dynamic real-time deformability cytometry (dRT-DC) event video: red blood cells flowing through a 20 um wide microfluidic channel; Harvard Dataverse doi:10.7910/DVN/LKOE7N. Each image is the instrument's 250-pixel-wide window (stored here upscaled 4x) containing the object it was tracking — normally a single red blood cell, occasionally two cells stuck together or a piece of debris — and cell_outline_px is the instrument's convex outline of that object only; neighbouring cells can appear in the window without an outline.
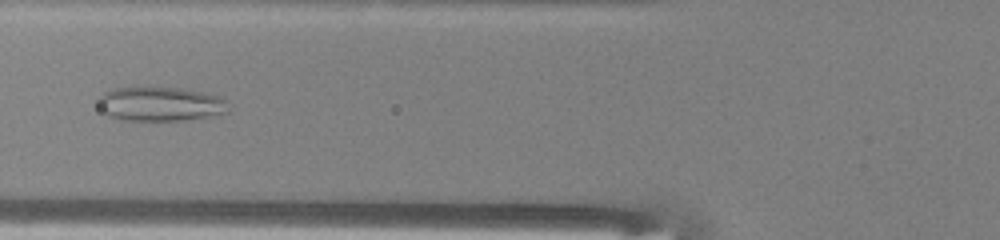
{"species": "common noctule bat (a hibernating species)", "species_latin": "Nyctalus noctula", "temperature_condition": "warm", "stored_images_in_passage": 37, "camera_frame_rate_fps": 3000, "um_per_image_px": 0.085, "animal": {"sex": "male", "body_mass_g": 13.0, "forearm_length_mm": 53.1}, "frame": {"image": 1, "passage_image": 6, "time_ms": 1.667, "image_size_px": [1000, 240], "cell_outline_px": [[228, 112], [208, 116], [180, 120], [120, 120], [108, 116], [104, 112], [100, 104], [100, 96], [104, 92], [112, 88], [132, 84], [136, 84], [180, 88], [220, 96], [228, 100]], "centroid_in_image_um": [13.59, 8.78], "position_along_channel_um": 112.2, "area_um2": 26.65}, "authors_computed_cell_mechanics": {"area_um2": 29.4202, "velocity_mm_per_s": 4.0446, "shape_relaxation_time_tau1_ms": null, "shape_relaxation_time_tau2_ms": 1.145, "deformation_change_tau1": null, "deformation_change_tau2": 0.086}}